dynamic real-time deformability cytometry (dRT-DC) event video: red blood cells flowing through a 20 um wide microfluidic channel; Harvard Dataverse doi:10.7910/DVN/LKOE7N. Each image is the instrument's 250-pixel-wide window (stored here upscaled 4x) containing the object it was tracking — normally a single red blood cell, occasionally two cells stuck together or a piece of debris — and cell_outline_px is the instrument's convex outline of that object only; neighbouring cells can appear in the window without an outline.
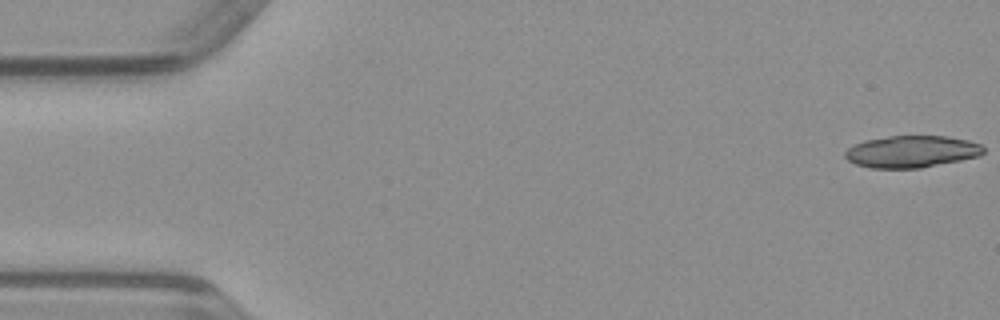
{"species": "common noctule bat (a hibernating species)", "species_latin": "Nyctalus noctula", "temperature_condition": "warm", "stored_images_in_passage": 17, "camera_frame_rate_fps": 3000, "um_per_image_px": 0.085, "animal": {"sex": "male", "body_mass_g": 23.1, "forearm_length_mm": 52.7}, "frame": {"image": 1, "passage_image": 1, "time_ms": 0.0, "image_size_px": [1000, 320], "cell_outline_px": [[984, 152], [980, 156], [920, 168], [872, 168], [856, 164], [848, 160], [844, 156], [844, 152], [848, 148], [864, 140], [888, 136], [948, 136], [968, 140], [980, 144], [984, 148]], "centroid_in_image_um": [77.49, 12.88], "position_along_channel_um": 7.5, "area_um2": 25.72}}